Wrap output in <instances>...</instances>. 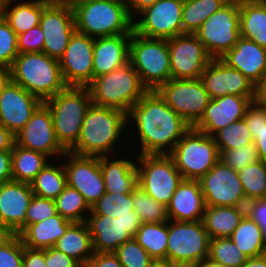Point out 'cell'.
I'll return each instance as SVG.
<instances>
[{"mask_svg": "<svg viewBox=\"0 0 266 267\" xmlns=\"http://www.w3.org/2000/svg\"><path fill=\"white\" fill-rule=\"evenodd\" d=\"M126 119L129 130L134 131L131 134L138 138L137 144L140 145L136 155L169 154L192 127L166 104L156 90L148 91L132 105Z\"/></svg>", "mask_w": 266, "mask_h": 267, "instance_id": "cell-1", "label": "cell"}, {"mask_svg": "<svg viewBox=\"0 0 266 267\" xmlns=\"http://www.w3.org/2000/svg\"><path fill=\"white\" fill-rule=\"evenodd\" d=\"M126 126L125 111L91 104L82 122L79 139L69 152L96 157L120 154L115 152L118 151L116 146L119 147L117 143L124 140L121 137L126 131L130 134Z\"/></svg>", "mask_w": 266, "mask_h": 267, "instance_id": "cell-2", "label": "cell"}, {"mask_svg": "<svg viewBox=\"0 0 266 267\" xmlns=\"http://www.w3.org/2000/svg\"><path fill=\"white\" fill-rule=\"evenodd\" d=\"M76 31L92 38L132 34L133 18L123 0H69Z\"/></svg>", "mask_w": 266, "mask_h": 267, "instance_id": "cell-3", "label": "cell"}, {"mask_svg": "<svg viewBox=\"0 0 266 267\" xmlns=\"http://www.w3.org/2000/svg\"><path fill=\"white\" fill-rule=\"evenodd\" d=\"M10 69V80L43 102L63 91L59 60L43 52L19 53Z\"/></svg>", "mask_w": 266, "mask_h": 267, "instance_id": "cell-4", "label": "cell"}, {"mask_svg": "<svg viewBox=\"0 0 266 267\" xmlns=\"http://www.w3.org/2000/svg\"><path fill=\"white\" fill-rule=\"evenodd\" d=\"M86 87L92 104L126 113L148 92L130 62L110 73L93 78Z\"/></svg>", "mask_w": 266, "mask_h": 267, "instance_id": "cell-5", "label": "cell"}, {"mask_svg": "<svg viewBox=\"0 0 266 267\" xmlns=\"http://www.w3.org/2000/svg\"><path fill=\"white\" fill-rule=\"evenodd\" d=\"M44 103L51 111L58 142L69 151L79 139L82 122L92 104L88 88L67 86Z\"/></svg>", "mask_w": 266, "mask_h": 267, "instance_id": "cell-6", "label": "cell"}, {"mask_svg": "<svg viewBox=\"0 0 266 267\" xmlns=\"http://www.w3.org/2000/svg\"><path fill=\"white\" fill-rule=\"evenodd\" d=\"M129 62L148 91L157 90L172 78L167 39L131 34Z\"/></svg>", "mask_w": 266, "mask_h": 267, "instance_id": "cell-7", "label": "cell"}, {"mask_svg": "<svg viewBox=\"0 0 266 267\" xmlns=\"http://www.w3.org/2000/svg\"><path fill=\"white\" fill-rule=\"evenodd\" d=\"M184 180H199L220 160L212 136L191 127L169 153Z\"/></svg>", "mask_w": 266, "mask_h": 267, "instance_id": "cell-8", "label": "cell"}, {"mask_svg": "<svg viewBox=\"0 0 266 267\" xmlns=\"http://www.w3.org/2000/svg\"><path fill=\"white\" fill-rule=\"evenodd\" d=\"M210 236L202 221H168L166 259L177 267H192L207 260Z\"/></svg>", "mask_w": 266, "mask_h": 267, "instance_id": "cell-9", "label": "cell"}, {"mask_svg": "<svg viewBox=\"0 0 266 267\" xmlns=\"http://www.w3.org/2000/svg\"><path fill=\"white\" fill-rule=\"evenodd\" d=\"M138 186L166 207L183 178L169 154L136 155Z\"/></svg>", "mask_w": 266, "mask_h": 267, "instance_id": "cell-10", "label": "cell"}, {"mask_svg": "<svg viewBox=\"0 0 266 267\" xmlns=\"http://www.w3.org/2000/svg\"><path fill=\"white\" fill-rule=\"evenodd\" d=\"M212 59L223 57L240 38L239 0H230L194 33Z\"/></svg>", "mask_w": 266, "mask_h": 267, "instance_id": "cell-11", "label": "cell"}, {"mask_svg": "<svg viewBox=\"0 0 266 267\" xmlns=\"http://www.w3.org/2000/svg\"><path fill=\"white\" fill-rule=\"evenodd\" d=\"M156 91L192 127L203 116L212 99L201 79L171 78Z\"/></svg>", "mask_w": 266, "mask_h": 267, "instance_id": "cell-12", "label": "cell"}, {"mask_svg": "<svg viewBox=\"0 0 266 267\" xmlns=\"http://www.w3.org/2000/svg\"><path fill=\"white\" fill-rule=\"evenodd\" d=\"M184 0H157L133 19V31L146 38L169 39L183 34Z\"/></svg>", "mask_w": 266, "mask_h": 267, "instance_id": "cell-13", "label": "cell"}, {"mask_svg": "<svg viewBox=\"0 0 266 267\" xmlns=\"http://www.w3.org/2000/svg\"><path fill=\"white\" fill-rule=\"evenodd\" d=\"M86 223L90 230L94 253H114L120 245L133 239L142 224L135 211H131V215L118 218L90 214Z\"/></svg>", "mask_w": 266, "mask_h": 267, "instance_id": "cell-14", "label": "cell"}, {"mask_svg": "<svg viewBox=\"0 0 266 267\" xmlns=\"http://www.w3.org/2000/svg\"><path fill=\"white\" fill-rule=\"evenodd\" d=\"M44 34L43 53L59 60L76 31L74 12L69 1L52 0L44 9L40 20Z\"/></svg>", "mask_w": 266, "mask_h": 267, "instance_id": "cell-15", "label": "cell"}, {"mask_svg": "<svg viewBox=\"0 0 266 267\" xmlns=\"http://www.w3.org/2000/svg\"><path fill=\"white\" fill-rule=\"evenodd\" d=\"M206 206H246L238 171L220 160L199 180Z\"/></svg>", "mask_w": 266, "mask_h": 267, "instance_id": "cell-16", "label": "cell"}, {"mask_svg": "<svg viewBox=\"0 0 266 267\" xmlns=\"http://www.w3.org/2000/svg\"><path fill=\"white\" fill-rule=\"evenodd\" d=\"M171 75L174 79H200L211 61L195 34L184 33L167 39Z\"/></svg>", "mask_w": 266, "mask_h": 267, "instance_id": "cell-17", "label": "cell"}, {"mask_svg": "<svg viewBox=\"0 0 266 267\" xmlns=\"http://www.w3.org/2000/svg\"><path fill=\"white\" fill-rule=\"evenodd\" d=\"M14 136L16 145L43 153L51 160H58L67 152L56 138L51 111L44 102Z\"/></svg>", "mask_w": 266, "mask_h": 267, "instance_id": "cell-18", "label": "cell"}, {"mask_svg": "<svg viewBox=\"0 0 266 267\" xmlns=\"http://www.w3.org/2000/svg\"><path fill=\"white\" fill-rule=\"evenodd\" d=\"M61 159L64 161L67 185L77 189L91 207L106 192L100 157L81 156L67 151Z\"/></svg>", "mask_w": 266, "mask_h": 267, "instance_id": "cell-19", "label": "cell"}, {"mask_svg": "<svg viewBox=\"0 0 266 267\" xmlns=\"http://www.w3.org/2000/svg\"><path fill=\"white\" fill-rule=\"evenodd\" d=\"M94 38L77 31L70 37L59 59L63 81L67 86L86 87L93 80Z\"/></svg>", "mask_w": 266, "mask_h": 267, "instance_id": "cell-20", "label": "cell"}, {"mask_svg": "<svg viewBox=\"0 0 266 267\" xmlns=\"http://www.w3.org/2000/svg\"><path fill=\"white\" fill-rule=\"evenodd\" d=\"M42 103L37 96L9 80L0 90V124L15 135Z\"/></svg>", "mask_w": 266, "mask_h": 267, "instance_id": "cell-21", "label": "cell"}, {"mask_svg": "<svg viewBox=\"0 0 266 267\" xmlns=\"http://www.w3.org/2000/svg\"><path fill=\"white\" fill-rule=\"evenodd\" d=\"M212 99L226 96H255V85L221 59H211L200 78Z\"/></svg>", "mask_w": 266, "mask_h": 267, "instance_id": "cell-22", "label": "cell"}, {"mask_svg": "<svg viewBox=\"0 0 266 267\" xmlns=\"http://www.w3.org/2000/svg\"><path fill=\"white\" fill-rule=\"evenodd\" d=\"M255 96L226 95L211 99L194 129L212 136L231 123L244 119Z\"/></svg>", "mask_w": 266, "mask_h": 267, "instance_id": "cell-23", "label": "cell"}, {"mask_svg": "<svg viewBox=\"0 0 266 267\" xmlns=\"http://www.w3.org/2000/svg\"><path fill=\"white\" fill-rule=\"evenodd\" d=\"M34 193L31 184L9 181L0 184V223L12 234L25 229V217Z\"/></svg>", "mask_w": 266, "mask_h": 267, "instance_id": "cell-24", "label": "cell"}, {"mask_svg": "<svg viewBox=\"0 0 266 267\" xmlns=\"http://www.w3.org/2000/svg\"><path fill=\"white\" fill-rule=\"evenodd\" d=\"M220 59L240 71L254 85L266 71V48L243 37Z\"/></svg>", "mask_w": 266, "mask_h": 267, "instance_id": "cell-25", "label": "cell"}, {"mask_svg": "<svg viewBox=\"0 0 266 267\" xmlns=\"http://www.w3.org/2000/svg\"><path fill=\"white\" fill-rule=\"evenodd\" d=\"M131 34L94 38L93 78L129 62Z\"/></svg>", "mask_w": 266, "mask_h": 267, "instance_id": "cell-26", "label": "cell"}, {"mask_svg": "<svg viewBox=\"0 0 266 267\" xmlns=\"http://www.w3.org/2000/svg\"><path fill=\"white\" fill-rule=\"evenodd\" d=\"M205 208L199 181L183 179L167 205V215L172 221H202Z\"/></svg>", "mask_w": 266, "mask_h": 267, "instance_id": "cell-27", "label": "cell"}, {"mask_svg": "<svg viewBox=\"0 0 266 267\" xmlns=\"http://www.w3.org/2000/svg\"><path fill=\"white\" fill-rule=\"evenodd\" d=\"M116 156L118 158H114V155L100 156L105 190L107 193L131 194L138 187L136 154L126 158Z\"/></svg>", "mask_w": 266, "mask_h": 267, "instance_id": "cell-28", "label": "cell"}, {"mask_svg": "<svg viewBox=\"0 0 266 267\" xmlns=\"http://www.w3.org/2000/svg\"><path fill=\"white\" fill-rule=\"evenodd\" d=\"M17 1V2H16ZM52 0H3L0 15L17 35L40 25L43 9Z\"/></svg>", "mask_w": 266, "mask_h": 267, "instance_id": "cell-29", "label": "cell"}, {"mask_svg": "<svg viewBox=\"0 0 266 267\" xmlns=\"http://www.w3.org/2000/svg\"><path fill=\"white\" fill-rule=\"evenodd\" d=\"M72 223L57 213L50 218L28 225L19 236L26 248L43 250L53 247Z\"/></svg>", "mask_w": 266, "mask_h": 267, "instance_id": "cell-30", "label": "cell"}, {"mask_svg": "<svg viewBox=\"0 0 266 267\" xmlns=\"http://www.w3.org/2000/svg\"><path fill=\"white\" fill-rule=\"evenodd\" d=\"M245 214V206H206L202 223L211 239L230 237Z\"/></svg>", "mask_w": 266, "mask_h": 267, "instance_id": "cell-31", "label": "cell"}, {"mask_svg": "<svg viewBox=\"0 0 266 267\" xmlns=\"http://www.w3.org/2000/svg\"><path fill=\"white\" fill-rule=\"evenodd\" d=\"M53 248L75 259L84 267L94 254L92 238L86 221L73 222Z\"/></svg>", "mask_w": 266, "mask_h": 267, "instance_id": "cell-32", "label": "cell"}, {"mask_svg": "<svg viewBox=\"0 0 266 267\" xmlns=\"http://www.w3.org/2000/svg\"><path fill=\"white\" fill-rule=\"evenodd\" d=\"M240 37L266 48V4L259 0H239Z\"/></svg>", "mask_w": 266, "mask_h": 267, "instance_id": "cell-33", "label": "cell"}, {"mask_svg": "<svg viewBox=\"0 0 266 267\" xmlns=\"http://www.w3.org/2000/svg\"><path fill=\"white\" fill-rule=\"evenodd\" d=\"M50 161L47 155L14 143L11 151L12 180L30 184Z\"/></svg>", "mask_w": 266, "mask_h": 267, "instance_id": "cell-34", "label": "cell"}, {"mask_svg": "<svg viewBox=\"0 0 266 267\" xmlns=\"http://www.w3.org/2000/svg\"><path fill=\"white\" fill-rule=\"evenodd\" d=\"M59 161L60 159L58 161L51 160L30 183L35 196L55 200L65 189L67 186L66 172L63 161Z\"/></svg>", "mask_w": 266, "mask_h": 267, "instance_id": "cell-35", "label": "cell"}, {"mask_svg": "<svg viewBox=\"0 0 266 267\" xmlns=\"http://www.w3.org/2000/svg\"><path fill=\"white\" fill-rule=\"evenodd\" d=\"M230 239L248 258L266 254V244L262 236V228L247 214L241 219Z\"/></svg>", "mask_w": 266, "mask_h": 267, "instance_id": "cell-36", "label": "cell"}, {"mask_svg": "<svg viewBox=\"0 0 266 267\" xmlns=\"http://www.w3.org/2000/svg\"><path fill=\"white\" fill-rule=\"evenodd\" d=\"M133 238L153 259H166L168 222L142 223Z\"/></svg>", "mask_w": 266, "mask_h": 267, "instance_id": "cell-37", "label": "cell"}, {"mask_svg": "<svg viewBox=\"0 0 266 267\" xmlns=\"http://www.w3.org/2000/svg\"><path fill=\"white\" fill-rule=\"evenodd\" d=\"M230 0H184L182 9L183 34H194L207 18Z\"/></svg>", "mask_w": 266, "mask_h": 267, "instance_id": "cell-38", "label": "cell"}, {"mask_svg": "<svg viewBox=\"0 0 266 267\" xmlns=\"http://www.w3.org/2000/svg\"><path fill=\"white\" fill-rule=\"evenodd\" d=\"M54 201L57 213L72 222H85L91 211L83 195L68 185Z\"/></svg>", "mask_w": 266, "mask_h": 267, "instance_id": "cell-39", "label": "cell"}, {"mask_svg": "<svg viewBox=\"0 0 266 267\" xmlns=\"http://www.w3.org/2000/svg\"><path fill=\"white\" fill-rule=\"evenodd\" d=\"M248 257L237 247L230 237L210 240L208 260L224 267H242Z\"/></svg>", "mask_w": 266, "mask_h": 267, "instance_id": "cell-40", "label": "cell"}, {"mask_svg": "<svg viewBox=\"0 0 266 267\" xmlns=\"http://www.w3.org/2000/svg\"><path fill=\"white\" fill-rule=\"evenodd\" d=\"M247 202L266 199V163L259 160L238 171Z\"/></svg>", "mask_w": 266, "mask_h": 267, "instance_id": "cell-41", "label": "cell"}, {"mask_svg": "<svg viewBox=\"0 0 266 267\" xmlns=\"http://www.w3.org/2000/svg\"><path fill=\"white\" fill-rule=\"evenodd\" d=\"M133 208L142 223L168 222L167 207L149 196L140 186L133 192Z\"/></svg>", "mask_w": 266, "mask_h": 267, "instance_id": "cell-42", "label": "cell"}, {"mask_svg": "<svg viewBox=\"0 0 266 267\" xmlns=\"http://www.w3.org/2000/svg\"><path fill=\"white\" fill-rule=\"evenodd\" d=\"M244 120L249 127L260 160L266 163V106L252 102Z\"/></svg>", "mask_w": 266, "mask_h": 267, "instance_id": "cell-43", "label": "cell"}, {"mask_svg": "<svg viewBox=\"0 0 266 267\" xmlns=\"http://www.w3.org/2000/svg\"><path fill=\"white\" fill-rule=\"evenodd\" d=\"M219 152L236 149L253 142L251 132L244 119L231 123L212 135Z\"/></svg>", "mask_w": 266, "mask_h": 267, "instance_id": "cell-44", "label": "cell"}, {"mask_svg": "<svg viewBox=\"0 0 266 267\" xmlns=\"http://www.w3.org/2000/svg\"><path fill=\"white\" fill-rule=\"evenodd\" d=\"M133 196L131 194L105 192L98 201L91 206L89 214L108 215L114 218L131 215Z\"/></svg>", "mask_w": 266, "mask_h": 267, "instance_id": "cell-45", "label": "cell"}, {"mask_svg": "<svg viewBox=\"0 0 266 267\" xmlns=\"http://www.w3.org/2000/svg\"><path fill=\"white\" fill-rule=\"evenodd\" d=\"M219 159L223 164L233 168L235 171H239L260 160L254 142L236 149L221 150Z\"/></svg>", "mask_w": 266, "mask_h": 267, "instance_id": "cell-46", "label": "cell"}, {"mask_svg": "<svg viewBox=\"0 0 266 267\" xmlns=\"http://www.w3.org/2000/svg\"><path fill=\"white\" fill-rule=\"evenodd\" d=\"M114 253L124 267H149L153 260L134 238L120 245Z\"/></svg>", "mask_w": 266, "mask_h": 267, "instance_id": "cell-47", "label": "cell"}, {"mask_svg": "<svg viewBox=\"0 0 266 267\" xmlns=\"http://www.w3.org/2000/svg\"><path fill=\"white\" fill-rule=\"evenodd\" d=\"M18 35L0 15V64L11 67L18 56Z\"/></svg>", "mask_w": 266, "mask_h": 267, "instance_id": "cell-48", "label": "cell"}, {"mask_svg": "<svg viewBox=\"0 0 266 267\" xmlns=\"http://www.w3.org/2000/svg\"><path fill=\"white\" fill-rule=\"evenodd\" d=\"M24 245L19 235L13 234L0 245V267H22Z\"/></svg>", "mask_w": 266, "mask_h": 267, "instance_id": "cell-49", "label": "cell"}, {"mask_svg": "<svg viewBox=\"0 0 266 267\" xmlns=\"http://www.w3.org/2000/svg\"><path fill=\"white\" fill-rule=\"evenodd\" d=\"M57 214L55 201L53 199L33 196L25 217V228Z\"/></svg>", "mask_w": 266, "mask_h": 267, "instance_id": "cell-50", "label": "cell"}, {"mask_svg": "<svg viewBox=\"0 0 266 267\" xmlns=\"http://www.w3.org/2000/svg\"><path fill=\"white\" fill-rule=\"evenodd\" d=\"M19 53L43 52L44 34L40 25L18 35Z\"/></svg>", "mask_w": 266, "mask_h": 267, "instance_id": "cell-51", "label": "cell"}, {"mask_svg": "<svg viewBox=\"0 0 266 267\" xmlns=\"http://www.w3.org/2000/svg\"><path fill=\"white\" fill-rule=\"evenodd\" d=\"M245 208L246 214L262 228V236L266 244V199L249 201Z\"/></svg>", "mask_w": 266, "mask_h": 267, "instance_id": "cell-52", "label": "cell"}, {"mask_svg": "<svg viewBox=\"0 0 266 267\" xmlns=\"http://www.w3.org/2000/svg\"><path fill=\"white\" fill-rule=\"evenodd\" d=\"M45 263L47 267H82L75 259L53 247L45 249Z\"/></svg>", "mask_w": 266, "mask_h": 267, "instance_id": "cell-53", "label": "cell"}, {"mask_svg": "<svg viewBox=\"0 0 266 267\" xmlns=\"http://www.w3.org/2000/svg\"><path fill=\"white\" fill-rule=\"evenodd\" d=\"M84 267H124L115 253H94Z\"/></svg>", "mask_w": 266, "mask_h": 267, "instance_id": "cell-54", "label": "cell"}, {"mask_svg": "<svg viewBox=\"0 0 266 267\" xmlns=\"http://www.w3.org/2000/svg\"><path fill=\"white\" fill-rule=\"evenodd\" d=\"M22 267H47L45 263V249H29L24 246Z\"/></svg>", "mask_w": 266, "mask_h": 267, "instance_id": "cell-55", "label": "cell"}, {"mask_svg": "<svg viewBox=\"0 0 266 267\" xmlns=\"http://www.w3.org/2000/svg\"><path fill=\"white\" fill-rule=\"evenodd\" d=\"M12 180L11 151L0 152V184Z\"/></svg>", "mask_w": 266, "mask_h": 267, "instance_id": "cell-56", "label": "cell"}, {"mask_svg": "<svg viewBox=\"0 0 266 267\" xmlns=\"http://www.w3.org/2000/svg\"><path fill=\"white\" fill-rule=\"evenodd\" d=\"M130 16L134 19L140 12L152 6L157 0H123Z\"/></svg>", "mask_w": 266, "mask_h": 267, "instance_id": "cell-57", "label": "cell"}, {"mask_svg": "<svg viewBox=\"0 0 266 267\" xmlns=\"http://www.w3.org/2000/svg\"><path fill=\"white\" fill-rule=\"evenodd\" d=\"M15 143V136L3 125L0 124V152L12 151Z\"/></svg>", "mask_w": 266, "mask_h": 267, "instance_id": "cell-58", "label": "cell"}, {"mask_svg": "<svg viewBox=\"0 0 266 267\" xmlns=\"http://www.w3.org/2000/svg\"><path fill=\"white\" fill-rule=\"evenodd\" d=\"M254 102L266 106V71L260 81L255 85Z\"/></svg>", "mask_w": 266, "mask_h": 267, "instance_id": "cell-59", "label": "cell"}, {"mask_svg": "<svg viewBox=\"0 0 266 267\" xmlns=\"http://www.w3.org/2000/svg\"><path fill=\"white\" fill-rule=\"evenodd\" d=\"M242 267H266V254L248 258Z\"/></svg>", "mask_w": 266, "mask_h": 267, "instance_id": "cell-60", "label": "cell"}, {"mask_svg": "<svg viewBox=\"0 0 266 267\" xmlns=\"http://www.w3.org/2000/svg\"><path fill=\"white\" fill-rule=\"evenodd\" d=\"M10 80V69L0 64V90L7 84Z\"/></svg>", "mask_w": 266, "mask_h": 267, "instance_id": "cell-61", "label": "cell"}, {"mask_svg": "<svg viewBox=\"0 0 266 267\" xmlns=\"http://www.w3.org/2000/svg\"><path fill=\"white\" fill-rule=\"evenodd\" d=\"M149 267H177L168 259H153L150 262Z\"/></svg>", "mask_w": 266, "mask_h": 267, "instance_id": "cell-62", "label": "cell"}, {"mask_svg": "<svg viewBox=\"0 0 266 267\" xmlns=\"http://www.w3.org/2000/svg\"><path fill=\"white\" fill-rule=\"evenodd\" d=\"M13 234L0 223V245L3 244L7 239H9Z\"/></svg>", "mask_w": 266, "mask_h": 267, "instance_id": "cell-63", "label": "cell"}, {"mask_svg": "<svg viewBox=\"0 0 266 267\" xmlns=\"http://www.w3.org/2000/svg\"><path fill=\"white\" fill-rule=\"evenodd\" d=\"M192 267H224V266H219L218 264L212 263L207 259L193 265Z\"/></svg>", "mask_w": 266, "mask_h": 267, "instance_id": "cell-64", "label": "cell"}, {"mask_svg": "<svg viewBox=\"0 0 266 267\" xmlns=\"http://www.w3.org/2000/svg\"><path fill=\"white\" fill-rule=\"evenodd\" d=\"M260 2L266 4V0H259Z\"/></svg>", "mask_w": 266, "mask_h": 267, "instance_id": "cell-65", "label": "cell"}]
</instances>
